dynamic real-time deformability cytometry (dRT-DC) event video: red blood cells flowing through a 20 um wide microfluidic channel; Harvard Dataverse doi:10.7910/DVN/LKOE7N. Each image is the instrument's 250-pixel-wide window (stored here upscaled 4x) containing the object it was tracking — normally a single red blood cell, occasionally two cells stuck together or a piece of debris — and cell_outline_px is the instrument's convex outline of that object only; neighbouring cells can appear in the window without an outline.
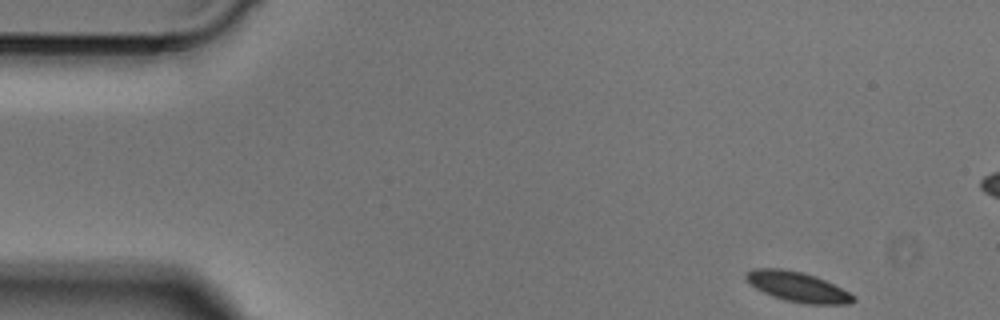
{"species": "Egyptian fruit bat (a non-hibernating species)", "species_latin": "Rousettus aegyptiacus", "temperature_condition": "cold", "stored_images_in_passage": 48, "camera_frame_rate_fps": 3000, "um_per_image_px": 0.085, "animal": {"sex": "male"}, "frame": {"image": 1, "passage_image": 1, "time_ms": 0.0, "image_size_px": [1000, 320], "cell_outline_px": [[856, 300], [852, 304], [804, 304], [784, 300], [772, 296], [756, 288], [744, 276], [744, 272], [752, 268], [780, 268], [804, 272], [816, 276], [848, 292]], "centroid_in_image_um": [67.76, 24.37], "position_along_channel_um": 17.2, "area_um2": 18.67}}
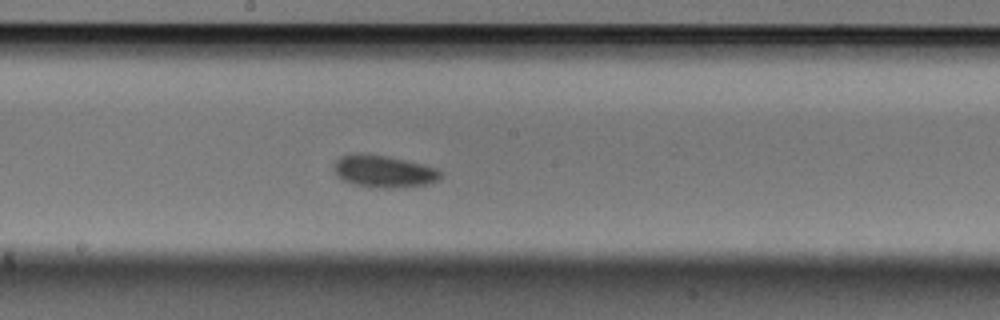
{"frame": {"image": 2, "passage_image": 23, "time_ms": 7.333, "image_size_px": [1000, 320], "cell_outline_px": [[444, 176], [428, 184], [400, 188], [376, 188], [352, 184], [340, 180], [336, 176], [332, 168], [336, 160], [340, 156], [356, 152], [364, 152], [388, 156], [436, 168], [444, 172]], "centroid_in_image_um": [32.56, 14.56], "position_along_channel_um": 215.6, "area_um2": 20.58}}
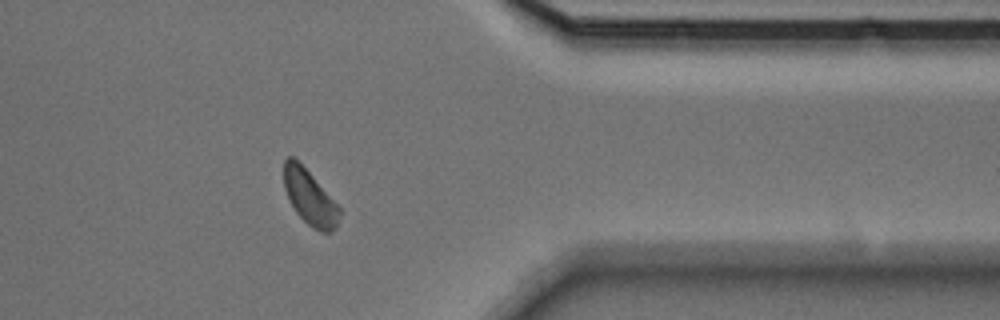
{"frame": {"image": 3, "passage_image": 37, "time_ms": 12.0, "image_size_px": [1000, 320], "cell_outline_px": [[340, 216], [336, 228], [332, 232], [320, 232], [312, 228], [296, 212], [288, 200], [284, 188], [284, 160], [288, 156], [292, 156], [312, 176], [340, 208]], "centroid_in_image_um": [26.31, 16.82], "position_along_channel_um": 385.1, "area_um2": 17.51}}